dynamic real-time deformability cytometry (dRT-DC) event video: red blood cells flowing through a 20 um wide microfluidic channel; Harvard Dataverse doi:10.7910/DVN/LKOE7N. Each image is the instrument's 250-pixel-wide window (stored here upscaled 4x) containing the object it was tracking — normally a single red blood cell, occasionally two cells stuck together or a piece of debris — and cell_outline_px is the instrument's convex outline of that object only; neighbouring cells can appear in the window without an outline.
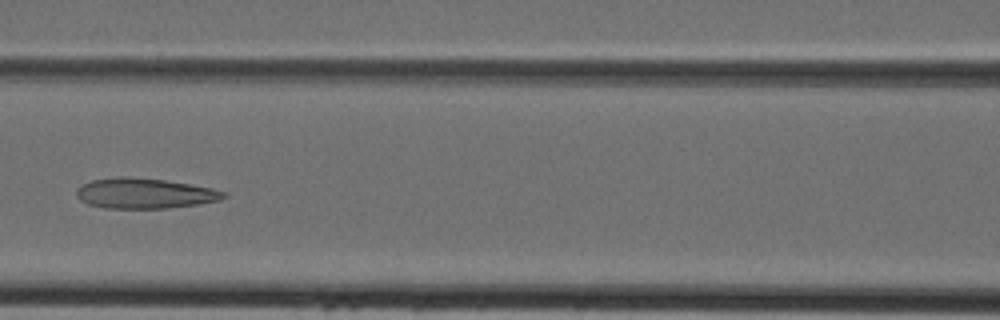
{"species": "Egyptian fruit bat (a non-hibernating species)", "species_latin": "Rousettus aegyptiacus", "temperature_condition": "cold", "stored_images_in_passage": 43, "camera_frame_rate_fps": 3000, "um_per_image_px": 0.085, "animal": {"sex": "female"}, "frame": {"image": 1, "passage_image": 19, "time_ms": 6.0, "image_size_px": [1000, 320], "cell_outline_px": [[228, 196], [220, 200], [200, 204], [168, 208], [104, 208], [88, 204], [80, 200], [76, 196], [76, 188], [80, 184], [92, 180], [120, 176], [124, 176], [164, 180], [212, 188], [228, 192]], "centroid_in_image_um": [12.28, 16.44], "position_along_channel_um": 154.3, "area_um2": 26.18}}